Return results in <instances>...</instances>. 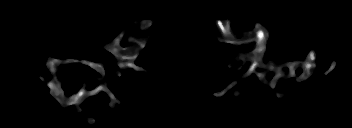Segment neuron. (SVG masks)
I'll list each match as a JSON object with an SVG mask.
<instances>
[{
	"label": "neuron",
	"mask_w": 352,
	"mask_h": 128,
	"mask_svg": "<svg viewBox=\"0 0 352 128\" xmlns=\"http://www.w3.org/2000/svg\"><path fill=\"white\" fill-rule=\"evenodd\" d=\"M145 24V26H143L142 28H150V26L152 25L151 21H144L142 22ZM216 23L219 27L220 30V39L222 41H224L225 43L228 44H232V45H241L242 43H251L252 41H255V50L252 51L251 53H249V56L246 54H239L238 55V59H244L246 57H248V60L252 61L251 66L248 68L247 72L242 76V78H240L238 81L243 80L245 78H247L251 73L255 72L257 73V67H259L261 65V67L265 68L266 66L264 64H262V58H263V53L265 51L266 48V43H267V39L269 37L268 31L266 29H264L260 23L256 24V27L254 30L250 31V32H245L243 33L242 37L240 40H238L235 35L231 32L230 29V21L229 20H221V19H217ZM126 29H122L119 36H117V38L113 41V43L106 45L105 48L111 52L112 54H114L116 57H118L119 59L123 60V63L119 64V67H127V68H133L135 70V72L137 71H144L149 73L148 70H146L145 68H142L140 66H138L136 63H134V61H136L139 58V54H138V50L139 49H143L146 46V41L144 40H140V39H135V38H129V42H132V45L129 47H125L122 48L120 47V43H121V39L123 37V35L126 33ZM316 59L315 57V52L312 50L307 59L304 61H295L292 63H287L285 62L283 65L281 66H270V70L275 71V76L273 81L270 83V86L272 88L275 87L276 82L278 80L279 77H281V75L283 74L281 72V69H283L284 67H289L290 72V76L295 74V68L296 67H302L303 69V74L299 77L300 80H308L309 77L311 76V74L313 73L316 64L314 63V60ZM125 60V63H124ZM126 60H128V63H126ZM82 64L86 67H91L95 70H97L102 76H105V72H104V68L106 67V64H96V63H91L89 61H85V60H81V59H70V60H59V59H53V60H49L47 62V67L51 72H54L57 65L61 64L63 65V67L66 64ZM263 65V66H262ZM336 66V61H331L330 62V68L324 73V75H328ZM259 73V72H258ZM258 78L259 80L261 79L263 80V75L261 73L258 74ZM58 76H55L53 78L52 81L48 82L47 85L50 88V95H52L57 101L67 104V105H71V104H79L80 102H82V100L85 97H89L92 95H95L96 93H98L100 90L104 91L105 93H108V95L114 100L113 103H110V107H114V102L116 103H120L117 98H115L114 94L111 93L106 87L105 85H98L96 87L95 90H92L88 93H86L84 91V89H81L77 94L71 96L70 98L66 99L64 97V90H62V86L63 84H65V82H58L57 81ZM238 81H234L229 83V85L227 86V88H225L224 90L221 91V93H215V96L217 97H221L224 94H226L227 92L230 91V89L238 82ZM88 122L90 124L94 123V119H88Z\"/></svg>",
	"instance_id": "neuron-1"
}]
</instances>
